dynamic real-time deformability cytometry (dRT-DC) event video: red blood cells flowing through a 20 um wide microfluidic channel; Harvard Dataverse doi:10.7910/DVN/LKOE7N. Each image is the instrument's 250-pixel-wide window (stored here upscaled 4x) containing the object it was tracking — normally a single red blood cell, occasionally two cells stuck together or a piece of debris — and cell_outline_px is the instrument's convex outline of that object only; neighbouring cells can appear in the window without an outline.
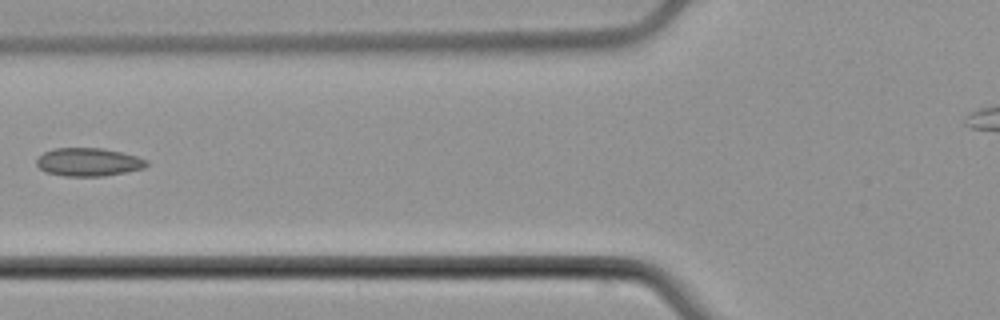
{"species": "common noctule bat (a hibernating species)", "species_latin": "Nyctalus noctula", "temperature_condition": "cold", "stored_images_in_passage": 6, "camera_frame_rate_fps": 3000, "um_per_image_px": 0.085, "animal": {"sex": "male", "body_mass_g": 21.5, "forearm_length_mm": 52.0}, "frame": {"image": 1, "passage_image": 6, "time_ms": 6.333, "image_size_px": [1000, 320], "cell_outline_px": [[148, 164], [144, 168], [104, 176], [64, 176], [44, 172], [36, 164], [36, 160], [44, 152], [52, 148], [104, 148], [124, 152], [148, 160]], "centroid_in_image_um": [7.51, 13.77], "position_along_channel_um": 118.3, "area_um2": 18.21}}